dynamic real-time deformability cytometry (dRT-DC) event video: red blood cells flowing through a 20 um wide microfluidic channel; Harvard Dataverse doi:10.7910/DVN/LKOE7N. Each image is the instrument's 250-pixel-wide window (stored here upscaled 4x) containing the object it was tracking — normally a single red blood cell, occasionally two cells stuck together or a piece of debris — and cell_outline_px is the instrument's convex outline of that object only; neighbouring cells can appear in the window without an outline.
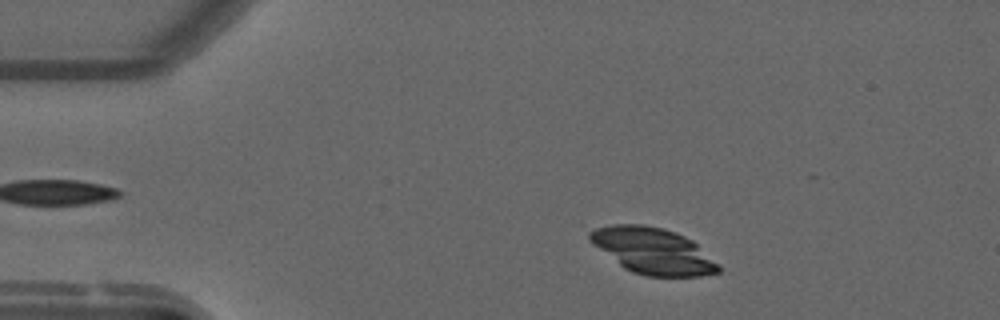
{"species": "common noctule bat (a hibernating species)", "species_latin": "Nyctalus noctula", "temperature_condition": "warm", "stored_images_in_passage": 52, "camera_frame_rate_fps": 3000, "um_per_image_px": 0.085, "animal": {"sex": "male", "forearm_length_mm": 52.5}, "frame": {"image": 1, "passage_image": 6, "time_ms": 1.667, "image_size_px": [1000, 320], "cell_outline_px": [[720, 272], [700, 276], [644, 276], [632, 272], [624, 268], [592, 244], [588, 240], [588, 228], [612, 224], [644, 224], [664, 228], [676, 232], [692, 240], [720, 264]], "centroid_in_image_um": [55.46, 21.3], "position_along_channel_um": 29.5, "area_um2": 34.97}}
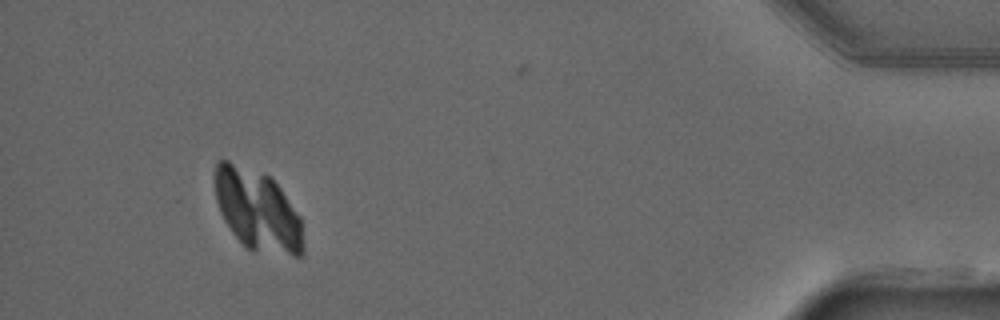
{"frame": {"image": 2, "passage_image": 47, "time_ms": 15.333, "image_size_px": [1000, 320], "cell_outline_px": [[304, 256], [292, 256], [252, 252], [232, 232], [224, 220], [220, 212], [216, 200], [216, 160], [228, 160], [268, 176], [280, 188], [300, 216], [304, 244]], "centroid_in_image_um": [21.92, 17.93], "position_along_channel_um": 413.3, "area_um2": 41.79}}